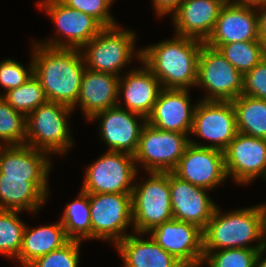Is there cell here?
I'll use <instances>...</instances> for the list:
<instances>
[{
  "label": "cell",
  "mask_w": 266,
  "mask_h": 267,
  "mask_svg": "<svg viewBox=\"0 0 266 267\" xmlns=\"http://www.w3.org/2000/svg\"><path fill=\"white\" fill-rule=\"evenodd\" d=\"M34 75L40 81L48 101L77 104L83 74L86 70L80 49L55 48L32 42Z\"/></svg>",
  "instance_id": "1"
},
{
  "label": "cell",
  "mask_w": 266,
  "mask_h": 267,
  "mask_svg": "<svg viewBox=\"0 0 266 267\" xmlns=\"http://www.w3.org/2000/svg\"><path fill=\"white\" fill-rule=\"evenodd\" d=\"M252 242L256 245H250ZM265 244L266 208L264 203L224 211V213L217 205L212 218L203 229L204 255L209 251L221 249H261Z\"/></svg>",
  "instance_id": "2"
},
{
  "label": "cell",
  "mask_w": 266,
  "mask_h": 267,
  "mask_svg": "<svg viewBox=\"0 0 266 267\" xmlns=\"http://www.w3.org/2000/svg\"><path fill=\"white\" fill-rule=\"evenodd\" d=\"M204 42L175 35L141 48V61L166 89H187L197 82L198 59Z\"/></svg>",
  "instance_id": "3"
},
{
  "label": "cell",
  "mask_w": 266,
  "mask_h": 267,
  "mask_svg": "<svg viewBox=\"0 0 266 267\" xmlns=\"http://www.w3.org/2000/svg\"><path fill=\"white\" fill-rule=\"evenodd\" d=\"M136 37L133 30L121 25L104 27L80 49L86 68L120 77L123 69L133 63L132 58L141 60V49L134 50Z\"/></svg>",
  "instance_id": "4"
},
{
  "label": "cell",
  "mask_w": 266,
  "mask_h": 267,
  "mask_svg": "<svg viewBox=\"0 0 266 267\" xmlns=\"http://www.w3.org/2000/svg\"><path fill=\"white\" fill-rule=\"evenodd\" d=\"M73 108L47 101L26 116L25 144L50 156L65 155L76 143L72 140L69 118Z\"/></svg>",
  "instance_id": "5"
},
{
  "label": "cell",
  "mask_w": 266,
  "mask_h": 267,
  "mask_svg": "<svg viewBox=\"0 0 266 267\" xmlns=\"http://www.w3.org/2000/svg\"><path fill=\"white\" fill-rule=\"evenodd\" d=\"M145 180L134 183L131 193L134 232L147 234L173 219L170 197V172H147Z\"/></svg>",
  "instance_id": "6"
},
{
  "label": "cell",
  "mask_w": 266,
  "mask_h": 267,
  "mask_svg": "<svg viewBox=\"0 0 266 267\" xmlns=\"http://www.w3.org/2000/svg\"><path fill=\"white\" fill-rule=\"evenodd\" d=\"M36 6L56 26L58 35L38 42L49 47L81 49L104 28L93 16L70 8L60 0H39Z\"/></svg>",
  "instance_id": "7"
},
{
  "label": "cell",
  "mask_w": 266,
  "mask_h": 267,
  "mask_svg": "<svg viewBox=\"0 0 266 267\" xmlns=\"http://www.w3.org/2000/svg\"><path fill=\"white\" fill-rule=\"evenodd\" d=\"M138 172L134 155L106 151L85 169L81 190L86 193H132Z\"/></svg>",
  "instance_id": "8"
},
{
  "label": "cell",
  "mask_w": 266,
  "mask_h": 267,
  "mask_svg": "<svg viewBox=\"0 0 266 267\" xmlns=\"http://www.w3.org/2000/svg\"><path fill=\"white\" fill-rule=\"evenodd\" d=\"M91 240L109 241L115 246L133 226L131 193H89Z\"/></svg>",
  "instance_id": "9"
},
{
  "label": "cell",
  "mask_w": 266,
  "mask_h": 267,
  "mask_svg": "<svg viewBox=\"0 0 266 267\" xmlns=\"http://www.w3.org/2000/svg\"><path fill=\"white\" fill-rule=\"evenodd\" d=\"M189 144L187 134L159 130L146 123L134 154L136 166L146 172H172Z\"/></svg>",
  "instance_id": "10"
},
{
  "label": "cell",
  "mask_w": 266,
  "mask_h": 267,
  "mask_svg": "<svg viewBox=\"0 0 266 267\" xmlns=\"http://www.w3.org/2000/svg\"><path fill=\"white\" fill-rule=\"evenodd\" d=\"M243 75L218 51L205 43L198 59L197 82L205 95L200 100L233 101L241 95Z\"/></svg>",
  "instance_id": "11"
},
{
  "label": "cell",
  "mask_w": 266,
  "mask_h": 267,
  "mask_svg": "<svg viewBox=\"0 0 266 267\" xmlns=\"http://www.w3.org/2000/svg\"><path fill=\"white\" fill-rule=\"evenodd\" d=\"M237 133L236 114L232 101L199 100L196 102L190 135L210 142L202 144L189 137L190 144L224 151Z\"/></svg>",
  "instance_id": "12"
},
{
  "label": "cell",
  "mask_w": 266,
  "mask_h": 267,
  "mask_svg": "<svg viewBox=\"0 0 266 267\" xmlns=\"http://www.w3.org/2000/svg\"><path fill=\"white\" fill-rule=\"evenodd\" d=\"M147 234L185 267H202L203 229L199 226L171 219Z\"/></svg>",
  "instance_id": "13"
},
{
  "label": "cell",
  "mask_w": 266,
  "mask_h": 267,
  "mask_svg": "<svg viewBox=\"0 0 266 267\" xmlns=\"http://www.w3.org/2000/svg\"><path fill=\"white\" fill-rule=\"evenodd\" d=\"M224 160L227 178L237 185L266 180V139L237 133L224 150Z\"/></svg>",
  "instance_id": "14"
},
{
  "label": "cell",
  "mask_w": 266,
  "mask_h": 267,
  "mask_svg": "<svg viewBox=\"0 0 266 267\" xmlns=\"http://www.w3.org/2000/svg\"><path fill=\"white\" fill-rule=\"evenodd\" d=\"M99 120V136L107 151L136 153L142 128L147 123L143 116L118 105L98 112L90 122ZM139 120V121H138Z\"/></svg>",
  "instance_id": "15"
},
{
  "label": "cell",
  "mask_w": 266,
  "mask_h": 267,
  "mask_svg": "<svg viewBox=\"0 0 266 267\" xmlns=\"http://www.w3.org/2000/svg\"><path fill=\"white\" fill-rule=\"evenodd\" d=\"M176 176L192 185L215 190L227 181L224 151L189 144L176 168Z\"/></svg>",
  "instance_id": "16"
},
{
  "label": "cell",
  "mask_w": 266,
  "mask_h": 267,
  "mask_svg": "<svg viewBox=\"0 0 266 267\" xmlns=\"http://www.w3.org/2000/svg\"><path fill=\"white\" fill-rule=\"evenodd\" d=\"M208 189L182 180L170 172V197L173 219L189 222L204 229L217 207Z\"/></svg>",
  "instance_id": "17"
},
{
  "label": "cell",
  "mask_w": 266,
  "mask_h": 267,
  "mask_svg": "<svg viewBox=\"0 0 266 267\" xmlns=\"http://www.w3.org/2000/svg\"><path fill=\"white\" fill-rule=\"evenodd\" d=\"M195 108L189 90L162 88L146 122L159 130L190 136Z\"/></svg>",
  "instance_id": "18"
},
{
  "label": "cell",
  "mask_w": 266,
  "mask_h": 267,
  "mask_svg": "<svg viewBox=\"0 0 266 267\" xmlns=\"http://www.w3.org/2000/svg\"><path fill=\"white\" fill-rule=\"evenodd\" d=\"M260 41L256 8L225 3L205 44L218 49L233 42Z\"/></svg>",
  "instance_id": "19"
},
{
  "label": "cell",
  "mask_w": 266,
  "mask_h": 267,
  "mask_svg": "<svg viewBox=\"0 0 266 267\" xmlns=\"http://www.w3.org/2000/svg\"><path fill=\"white\" fill-rule=\"evenodd\" d=\"M226 2L227 0H183L171 15L175 35L205 43Z\"/></svg>",
  "instance_id": "20"
},
{
  "label": "cell",
  "mask_w": 266,
  "mask_h": 267,
  "mask_svg": "<svg viewBox=\"0 0 266 267\" xmlns=\"http://www.w3.org/2000/svg\"><path fill=\"white\" fill-rule=\"evenodd\" d=\"M139 62L141 67L125 70V76H120L118 97H123L124 102L117 105L147 118L162 87L151 70L141 60Z\"/></svg>",
  "instance_id": "21"
},
{
  "label": "cell",
  "mask_w": 266,
  "mask_h": 267,
  "mask_svg": "<svg viewBox=\"0 0 266 267\" xmlns=\"http://www.w3.org/2000/svg\"><path fill=\"white\" fill-rule=\"evenodd\" d=\"M48 178H16L0 174V210L37 213L46 202Z\"/></svg>",
  "instance_id": "22"
},
{
  "label": "cell",
  "mask_w": 266,
  "mask_h": 267,
  "mask_svg": "<svg viewBox=\"0 0 266 267\" xmlns=\"http://www.w3.org/2000/svg\"><path fill=\"white\" fill-rule=\"evenodd\" d=\"M120 77L110 73L91 71L86 68L75 108H80L88 120L98 112L116 106L119 101Z\"/></svg>",
  "instance_id": "23"
},
{
  "label": "cell",
  "mask_w": 266,
  "mask_h": 267,
  "mask_svg": "<svg viewBox=\"0 0 266 267\" xmlns=\"http://www.w3.org/2000/svg\"><path fill=\"white\" fill-rule=\"evenodd\" d=\"M133 233V234H132ZM114 247L124 267H185L148 234L132 232ZM149 236L147 240L142 236Z\"/></svg>",
  "instance_id": "24"
},
{
  "label": "cell",
  "mask_w": 266,
  "mask_h": 267,
  "mask_svg": "<svg viewBox=\"0 0 266 267\" xmlns=\"http://www.w3.org/2000/svg\"><path fill=\"white\" fill-rule=\"evenodd\" d=\"M52 160L48 153L29 145H9L0 155V174L16 178H48Z\"/></svg>",
  "instance_id": "25"
},
{
  "label": "cell",
  "mask_w": 266,
  "mask_h": 267,
  "mask_svg": "<svg viewBox=\"0 0 266 267\" xmlns=\"http://www.w3.org/2000/svg\"><path fill=\"white\" fill-rule=\"evenodd\" d=\"M68 241L60 221L35 228L26 224L22 246L16 261L21 267H28L36 259L61 248Z\"/></svg>",
  "instance_id": "26"
},
{
  "label": "cell",
  "mask_w": 266,
  "mask_h": 267,
  "mask_svg": "<svg viewBox=\"0 0 266 267\" xmlns=\"http://www.w3.org/2000/svg\"><path fill=\"white\" fill-rule=\"evenodd\" d=\"M232 104L238 133L266 139V100L241 94Z\"/></svg>",
  "instance_id": "27"
},
{
  "label": "cell",
  "mask_w": 266,
  "mask_h": 267,
  "mask_svg": "<svg viewBox=\"0 0 266 267\" xmlns=\"http://www.w3.org/2000/svg\"><path fill=\"white\" fill-rule=\"evenodd\" d=\"M65 234L69 240H91V212L89 193L80 189L77 198L67 203L61 218Z\"/></svg>",
  "instance_id": "28"
},
{
  "label": "cell",
  "mask_w": 266,
  "mask_h": 267,
  "mask_svg": "<svg viewBox=\"0 0 266 267\" xmlns=\"http://www.w3.org/2000/svg\"><path fill=\"white\" fill-rule=\"evenodd\" d=\"M218 51L242 75L252 70L266 57V50L261 41L233 42L221 45Z\"/></svg>",
  "instance_id": "29"
},
{
  "label": "cell",
  "mask_w": 266,
  "mask_h": 267,
  "mask_svg": "<svg viewBox=\"0 0 266 267\" xmlns=\"http://www.w3.org/2000/svg\"><path fill=\"white\" fill-rule=\"evenodd\" d=\"M18 210H0V255L16 260L22 246L26 223Z\"/></svg>",
  "instance_id": "30"
},
{
  "label": "cell",
  "mask_w": 266,
  "mask_h": 267,
  "mask_svg": "<svg viewBox=\"0 0 266 267\" xmlns=\"http://www.w3.org/2000/svg\"><path fill=\"white\" fill-rule=\"evenodd\" d=\"M0 96L13 109L25 116L48 101L40 81L34 74L24 84L8 90Z\"/></svg>",
  "instance_id": "31"
},
{
  "label": "cell",
  "mask_w": 266,
  "mask_h": 267,
  "mask_svg": "<svg viewBox=\"0 0 266 267\" xmlns=\"http://www.w3.org/2000/svg\"><path fill=\"white\" fill-rule=\"evenodd\" d=\"M26 137V116L13 109L0 96V139L9 145H23Z\"/></svg>",
  "instance_id": "32"
},
{
  "label": "cell",
  "mask_w": 266,
  "mask_h": 267,
  "mask_svg": "<svg viewBox=\"0 0 266 267\" xmlns=\"http://www.w3.org/2000/svg\"><path fill=\"white\" fill-rule=\"evenodd\" d=\"M260 249L231 248L207 252L202 265L207 267H255Z\"/></svg>",
  "instance_id": "33"
},
{
  "label": "cell",
  "mask_w": 266,
  "mask_h": 267,
  "mask_svg": "<svg viewBox=\"0 0 266 267\" xmlns=\"http://www.w3.org/2000/svg\"><path fill=\"white\" fill-rule=\"evenodd\" d=\"M81 241L69 240L61 248L36 259L28 267H79Z\"/></svg>",
  "instance_id": "34"
},
{
  "label": "cell",
  "mask_w": 266,
  "mask_h": 267,
  "mask_svg": "<svg viewBox=\"0 0 266 267\" xmlns=\"http://www.w3.org/2000/svg\"><path fill=\"white\" fill-rule=\"evenodd\" d=\"M28 68L13 59L0 61V87L4 88V93L24 84L34 74V63L32 56Z\"/></svg>",
  "instance_id": "35"
},
{
  "label": "cell",
  "mask_w": 266,
  "mask_h": 267,
  "mask_svg": "<svg viewBox=\"0 0 266 267\" xmlns=\"http://www.w3.org/2000/svg\"><path fill=\"white\" fill-rule=\"evenodd\" d=\"M70 8L77 9L97 19L104 27H114L119 24L110 13L111 5L116 0H60Z\"/></svg>",
  "instance_id": "36"
},
{
  "label": "cell",
  "mask_w": 266,
  "mask_h": 267,
  "mask_svg": "<svg viewBox=\"0 0 266 267\" xmlns=\"http://www.w3.org/2000/svg\"><path fill=\"white\" fill-rule=\"evenodd\" d=\"M241 94L266 100V57L243 74Z\"/></svg>",
  "instance_id": "37"
},
{
  "label": "cell",
  "mask_w": 266,
  "mask_h": 267,
  "mask_svg": "<svg viewBox=\"0 0 266 267\" xmlns=\"http://www.w3.org/2000/svg\"><path fill=\"white\" fill-rule=\"evenodd\" d=\"M183 0H152V6L156 17L171 15L179 8Z\"/></svg>",
  "instance_id": "38"
},
{
  "label": "cell",
  "mask_w": 266,
  "mask_h": 267,
  "mask_svg": "<svg viewBox=\"0 0 266 267\" xmlns=\"http://www.w3.org/2000/svg\"><path fill=\"white\" fill-rule=\"evenodd\" d=\"M258 13L259 38L266 50V3L256 8Z\"/></svg>",
  "instance_id": "39"
},
{
  "label": "cell",
  "mask_w": 266,
  "mask_h": 267,
  "mask_svg": "<svg viewBox=\"0 0 266 267\" xmlns=\"http://www.w3.org/2000/svg\"><path fill=\"white\" fill-rule=\"evenodd\" d=\"M227 3L234 4L237 6L257 8L258 6H261L266 3V0H227Z\"/></svg>",
  "instance_id": "40"
},
{
  "label": "cell",
  "mask_w": 266,
  "mask_h": 267,
  "mask_svg": "<svg viewBox=\"0 0 266 267\" xmlns=\"http://www.w3.org/2000/svg\"><path fill=\"white\" fill-rule=\"evenodd\" d=\"M265 253H266V244L258 252L255 267H266V255H265Z\"/></svg>",
  "instance_id": "41"
},
{
  "label": "cell",
  "mask_w": 266,
  "mask_h": 267,
  "mask_svg": "<svg viewBox=\"0 0 266 267\" xmlns=\"http://www.w3.org/2000/svg\"><path fill=\"white\" fill-rule=\"evenodd\" d=\"M8 145L0 139V155Z\"/></svg>",
  "instance_id": "42"
}]
</instances>
